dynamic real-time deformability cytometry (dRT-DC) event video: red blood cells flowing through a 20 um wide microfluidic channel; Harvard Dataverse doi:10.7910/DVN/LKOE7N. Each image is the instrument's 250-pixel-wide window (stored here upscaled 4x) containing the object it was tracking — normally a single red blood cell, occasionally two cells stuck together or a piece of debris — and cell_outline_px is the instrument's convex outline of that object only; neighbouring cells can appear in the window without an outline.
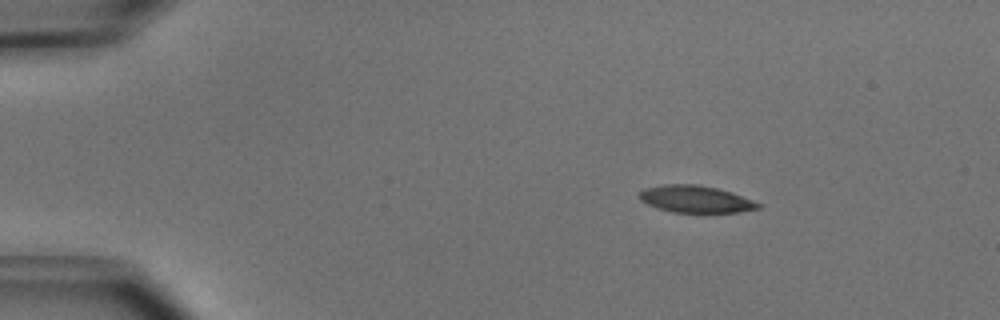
{"species": "common noctule bat (a hibernating species)", "species_latin": "Nyctalus noctula", "temperature_condition": "cold", "stored_images_in_passage": 12, "camera_frame_rate_fps": 3000, "um_per_image_px": 0.085, "animal": {"sex": "male", "body_mass_g": 15.6}, "frame": {"image": 1, "passage_image": 1, "time_ms": 0.0, "image_size_px": [1000, 320], "cell_outline_px": [[760, 208], [740, 212], [672, 212], [656, 208], [640, 200], [640, 192], [644, 188], [660, 184], [696, 184], [716, 188], [732, 192], [752, 200], [760, 204]], "centroid_in_image_um": [59.1, 16.92], "position_along_channel_um": 25.9, "area_um2": 18.67}}
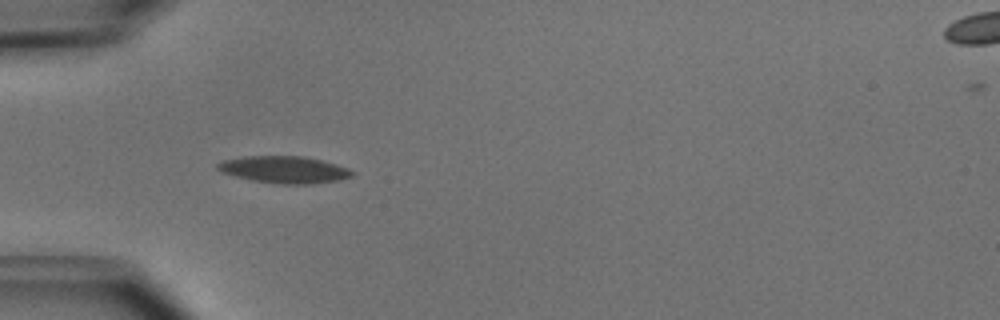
{"frame": {"image": 2, "passage_image": 9, "time_ms": 2.667, "image_size_px": [1000, 320], "cell_outline_px": [[356, 172], [352, 176], [336, 180], [312, 184], [280, 184], [252, 180], [236, 176], [224, 172], [216, 168], [216, 164], [224, 160], [244, 156], [304, 156], [336, 164], [348, 168]], "centroid_in_image_um": [24.18, 14.41], "position_along_channel_um": 60.8, "area_um2": 20.98}}